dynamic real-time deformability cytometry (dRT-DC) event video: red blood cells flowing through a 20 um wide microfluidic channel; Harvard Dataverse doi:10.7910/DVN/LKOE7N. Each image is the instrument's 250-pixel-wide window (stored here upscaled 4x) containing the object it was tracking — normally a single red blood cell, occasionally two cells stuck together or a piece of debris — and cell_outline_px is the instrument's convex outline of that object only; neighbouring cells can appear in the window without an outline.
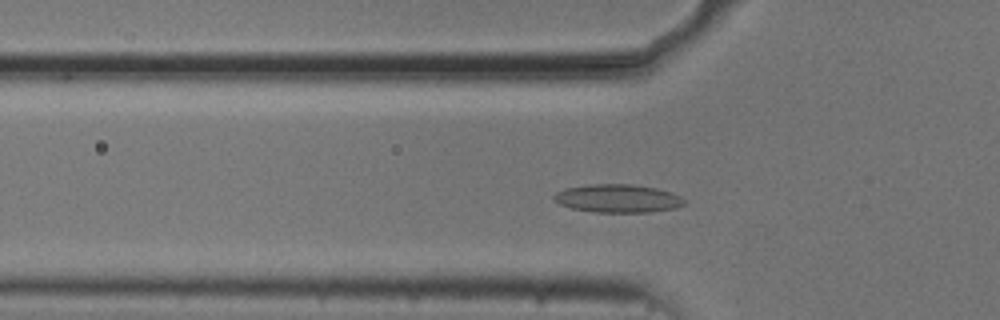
{"species": "common noctule bat (a hibernating species)", "species_latin": "Nyctalus noctula", "temperature_condition": "cold", "stored_images_in_passage": 51, "camera_frame_rate_fps": 3000, "um_per_image_px": 0.085, "animal": {"sex": "male", "body_mass_g": 20.5, "forearm_length_mm": 52.5}, "frame": {"image": 1, "passage_image": 15, "time_ms": 4.667, "image_size_px": [1000, 320], "cell_outline_px": [[688, 200], [684, 204], [676, 208], [648, 212], [592, 212], [572, 208], [560, 204], [552, 200], [552, 196], [556, 192], [564, 188], [592, 184], [632, 184], [656, 188], [672, 192]], "centroid_in_image_um": [52.51, 16.86], "position_along_channel_um": 73.3, "area_um2": 21.62}}
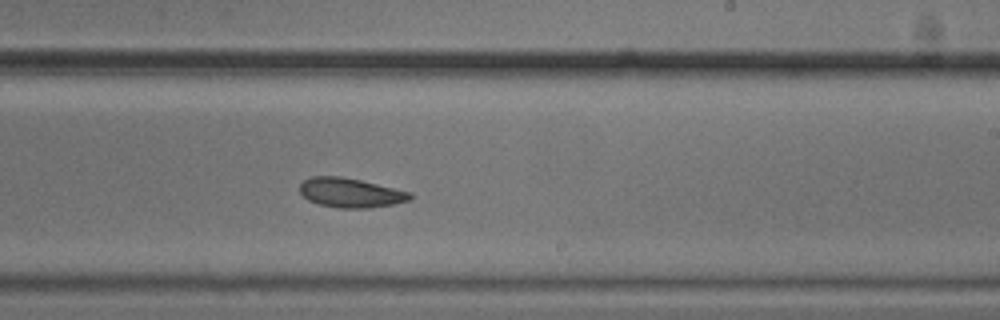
{"frame": {"image": 2, "passage_image": 30, "time_ms": 9.667, "image_size_px": [1000, 320], "cell_outline_px": [[412, 196], [408, 200], [392, 204], [368, 208], [340, 208], [320, 204], [308, 200], [300, 192], [300, 184], [304, 180], [312, 176], [340, 176], [360, 180], [412, 192]], "centroid_in_image_um": [29.78, 16.38], "position_along_channel_um": 259.2, "area_um2": 18.73}}
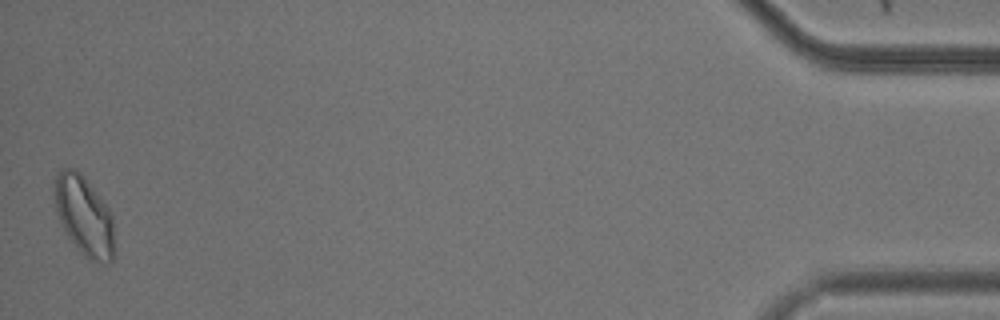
{"frame": {"image": 3, "passage_image": 51, "time_ms": 16.667, "image_size_px": [1000, 320], "cell_outline_px": [[116, 252], [112, 264], [100, 264], [88, 260], [80, 252], [68, 236], [60, 220], [56, 208], [56, 172], [64, 168], [72, 168], [80, 172], [84, 176], [100, 196], [108, 208], [112, 216]], "centroid_in_image_um": [7.23, 18.43], "position_along_channel_um": 428.0, "area_um2": 27.92}, "authors_computed_cell_mechanics": {"area_um2": 20.23, "velocity_mm_per_s": 3.7081, "shape_relaxation_time_tau1_ms": 10.2039, "shape_relaxation_time_tau2_ms": null, "deformation_change_tau1": 0.1364, "deformation_change_tau2": null}}